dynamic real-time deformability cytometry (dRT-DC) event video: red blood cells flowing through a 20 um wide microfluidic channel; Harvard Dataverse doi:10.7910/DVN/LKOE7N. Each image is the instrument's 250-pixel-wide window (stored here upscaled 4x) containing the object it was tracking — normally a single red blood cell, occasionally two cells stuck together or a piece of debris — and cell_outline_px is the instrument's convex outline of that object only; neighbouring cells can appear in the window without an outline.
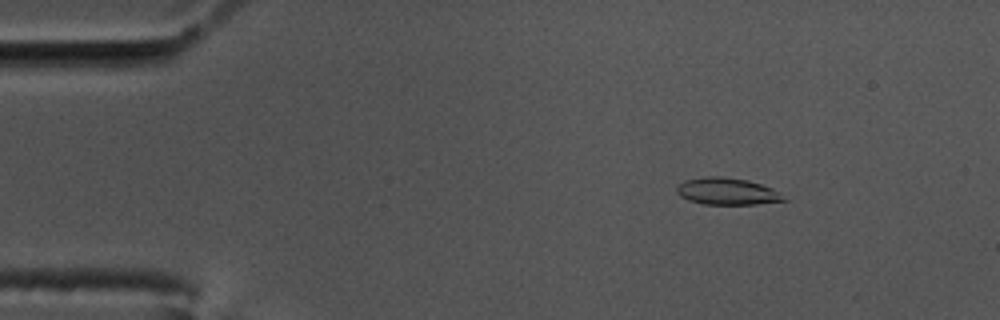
{"species": "common noctule bat (a hibernating species)", "species_latin": "Nyctalus noctula", "temperature_condition": "cold", "stored_images_in_passage": 58, "camera_frame_rate_fps": 3000, "um_per_image_px": 0.085, "animal": {"sex": "male", "body_mass_g": 17.5, "forearm_length_mm": 52.3}, "frame": {"image": 1, "passage_image": 8, "time_ms": 2.333, "image_size_px": [1000, 320], "cell_outline_px": [[788, 200], [756, 204], [704, 204], [688, 200], [680, 196], [676, 192], [676, 188], [684, 180], [708, 176], [720, 176], [748, 180], [772, 188]], "centroid_in_image_um": [61.77, 16.26], "position_along_channel_um": 23.2, "area_um2": 16.65}}
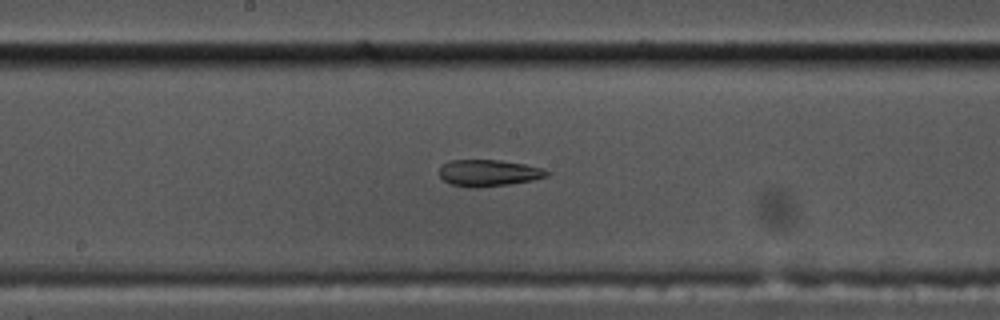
{"frame": {"image": 2, "passage_image": 30, "time_ms": 9.667, "image_size_px": [1000, 320], "cell_outline_px": [[552, 172], [548, 176], [532, 180], [508, 184], [476, 188], [468, 188], [452, 184], [444, 180], [440, 176], [440, 168], [444, 164], [452, 160], [500, 160], [524, 164], [544, 168]], "centroid_in_image_um": [41.57, 14.7], "position_along_channel_um": 206.6, "area_um2": 16.65}}
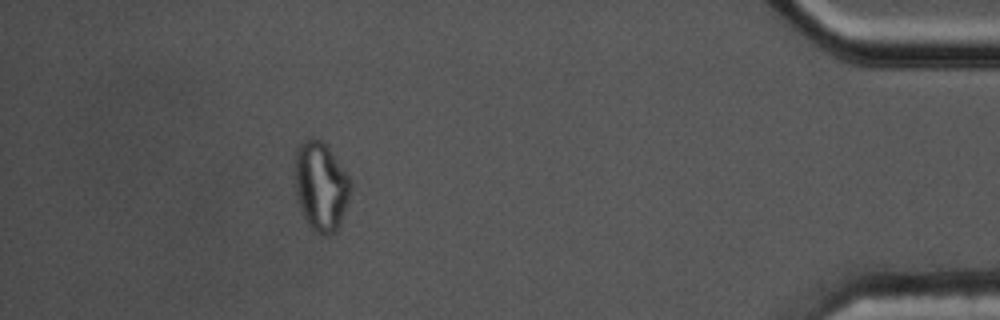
{"frame": {"image": 3, "passage_image": 52, "time_ms": 17.0, "image_size_px": [1000, 320], "cell_outline_px": [[352, 188], [340, 224], [328, 236], [320, 236], [308, 224], [300, 208], [296, 196], [296, 148], [304, 140], [312, 136], [328, 144], [352, 180]], "centroid_in_image_um": [27.3, 15.79], "position_along_channel_um": 407.9, "area_um2": 29.13}, "authors_computed_cell_mechanics": {"area_um2": 17.5423, "velocity_mm_per_s": 3.4727, "shape_relaxation_time_tau1_ms": null, "shape_relaxation_time_tau2_ms": 3.1223, "deformation_change_tau1": null, "deformation_change_tau2": 0.0784}}